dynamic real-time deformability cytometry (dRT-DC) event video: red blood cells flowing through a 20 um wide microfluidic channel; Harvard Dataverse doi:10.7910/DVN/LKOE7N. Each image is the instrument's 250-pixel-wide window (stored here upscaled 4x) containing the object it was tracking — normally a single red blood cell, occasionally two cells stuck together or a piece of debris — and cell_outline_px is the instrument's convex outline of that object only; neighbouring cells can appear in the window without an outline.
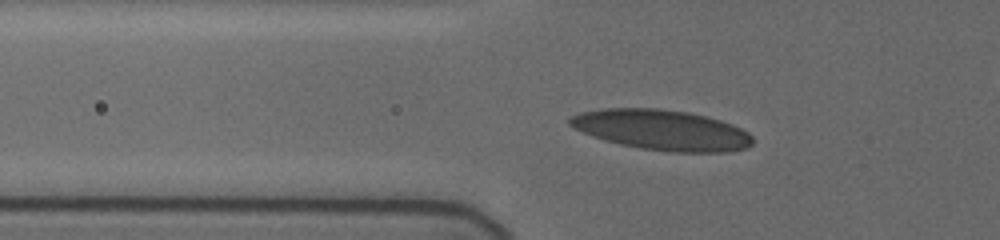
{"species": "human", "species_latin": "Homo sapiens", "temperature_condition": "cold", "stored_images_in_passage": 11, "camera_frame_rate_fps": 3000, "um_per_image_px": 0.085, "donor": {"sex": "female"}, "frame": {"image": 1, "passage_image": 8, "time_ms": 4.333, "image_size_px": [1000, 240], "cell_outline_px": [[752, 144], [748, 148], [728, 152], [672, 152], [640, 148], [620, 144], [592, 136], [568, 124], [568, 120], [572, 116], [580, 112], [604, 108], [660, 108], [688, 112], [720, 120], [732, 124], [748, 132], [752, 136]], "centroid_in_image_um": [56.28, 11.05], "position_along_channel_um": 69.5, "area_um2": 42.95}}
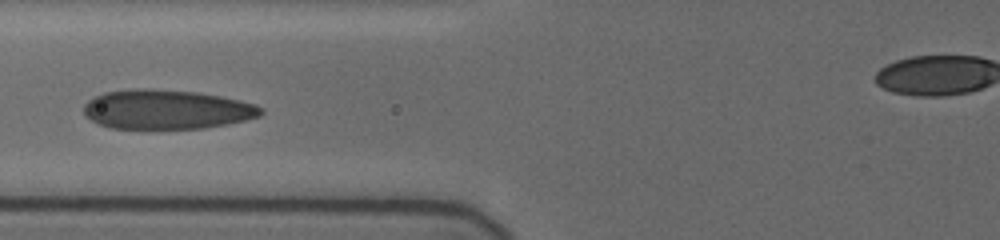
{"frame": {"image": 2, "passage_image": 10, "time_ms": 5.667, "image_size_px": [1000, 240], "cell_outline_px": [[264, 112], [260, 116], [228, 124], [204, 128], [108, 128], [84, 116], [84, 104], [88, 100], [104, 92], [136, 88], [148, 88], [196, 92], [220, 96], [240, 100], [256, 104], [264, 108]], "centroid_in_image_um": [14.17, 9.3], "position_along_channel_um": 111.6, "area_um2": 40.75}}